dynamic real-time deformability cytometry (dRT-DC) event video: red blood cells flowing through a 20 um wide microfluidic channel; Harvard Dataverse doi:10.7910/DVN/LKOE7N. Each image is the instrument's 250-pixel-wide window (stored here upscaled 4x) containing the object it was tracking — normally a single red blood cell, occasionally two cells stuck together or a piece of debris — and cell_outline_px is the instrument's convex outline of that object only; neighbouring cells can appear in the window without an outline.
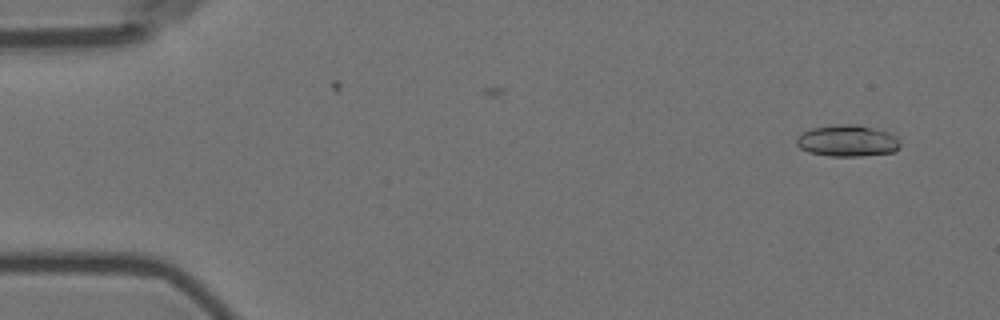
{"species": "Egyptian fruit bat (a non-hibernating species)", "species_latin": "Rousettus aegyptiacus", "temperature_condition": "room temperature", "stored_images_in_passage": 2, "camera_frame_rate_fps": 3000, "um_per_image_px": 0.085, "animal": {"sex": "female"}, "frame": {"image": 1, "passage_image": 2, "time_ms": 1.333, "image_size_px": [1000, 320], "cell_outline_px": [[900, 148], [896, 152], [860, 156], [828, 156], [808, 152], [800, 148], [796, 144], [796, 136], [812, 128], [836, 124], [860, 124], [888, 132], [896, 136], [900, 144]], "centroid_in_image_um": [72.04, 11.97], "position_along_channel_um": 13.0, "area_um2": 19.31}}